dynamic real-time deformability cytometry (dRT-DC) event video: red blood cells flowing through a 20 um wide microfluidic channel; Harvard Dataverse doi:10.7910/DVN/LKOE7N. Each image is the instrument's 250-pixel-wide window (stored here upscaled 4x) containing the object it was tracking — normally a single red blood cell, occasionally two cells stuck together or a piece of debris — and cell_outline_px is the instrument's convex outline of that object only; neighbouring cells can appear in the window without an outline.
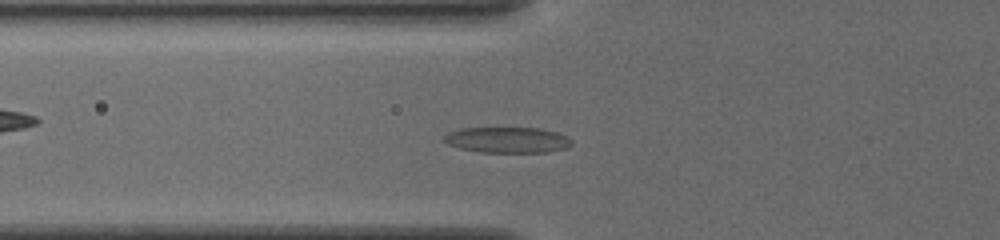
{"species": "common noctule bat (a hibernating species)", "species_latin": "Nyctalus noctula", "temperature_condition": "cold", "stored_images_in_passage": 47, "camera_frame_rate_fps": 3000, "um_per_image_px": 0.085, "animal": {"sex": "female", "body_mass_g": 19.5, "forearm_length_mm": 54.1}, "frame": {"image": 1, "passage_image": 14, "time_ms": 4.333, "image_size_px": [1000, 240], "cell_outline_px": [[572, 144], [568, 148], [548, 152], [480, 152], [460, 148], [448, 144], [444, 140], [444, 136], [448, 132], [460, 128], [540, 128], [556, 132], [568, 136], [572, 140]], "centroid_in_image_um": [43.16, 11.89], "position_along_channel_um": 82.6, "area_um2": 19.25}}
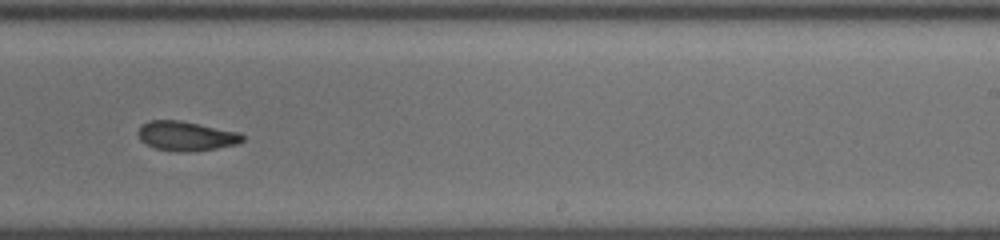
{"frame": {"image": 2, "passage_image": 29, "time_ms": 9.333, "image_size_px": [1000, 240], "cell_outline_px": [[244, 140], [236, 144], [216, 148], [184, 152], [172, 152], [156, 148], [140, 140], [136, 132], [140, 124], [148, 120], [180, 120], [240, 132], [244, 136]], "centroid_in_image_um": [15.78, 11.55], "position_along_channel_um": 273.2, "area_um2": 18.09}}
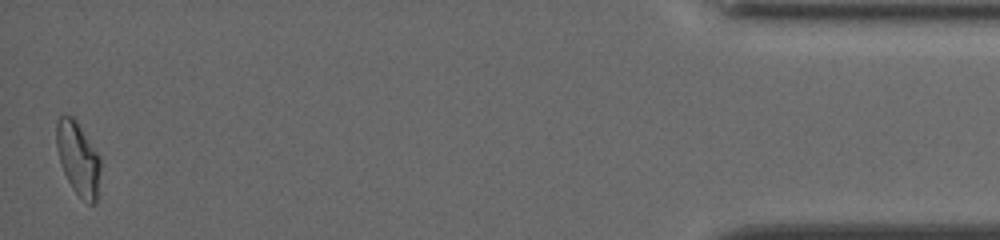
{"frame": {"image": 3, "passage_image": 47, "time_ms": 15.333, "image_size_px": [1000, 240], "cell_outline_px": [[100, 196], [96, 204], [88, 204], [72, 188], [64, 172], [56, 148], [56, 120], [60, 116], [72, 116], [76, 120], [100, 156]], "centroid_in_image_um": [6.68, 13.52], "position_along_channel_um": 428.5, "area_um2": 19.07}, "authors_computed_cell_mechanics": {"area_um2": 18.8428, "velocity_mm_per_s": 3.8131, "shape_relaxation_time_tau1_ms": 5.4376, "shape_relaxation_time_tau2_ms": 3.2161, "deformation_change_tau1": 0.1463, "deformation_change_tau2": 0.0968}}